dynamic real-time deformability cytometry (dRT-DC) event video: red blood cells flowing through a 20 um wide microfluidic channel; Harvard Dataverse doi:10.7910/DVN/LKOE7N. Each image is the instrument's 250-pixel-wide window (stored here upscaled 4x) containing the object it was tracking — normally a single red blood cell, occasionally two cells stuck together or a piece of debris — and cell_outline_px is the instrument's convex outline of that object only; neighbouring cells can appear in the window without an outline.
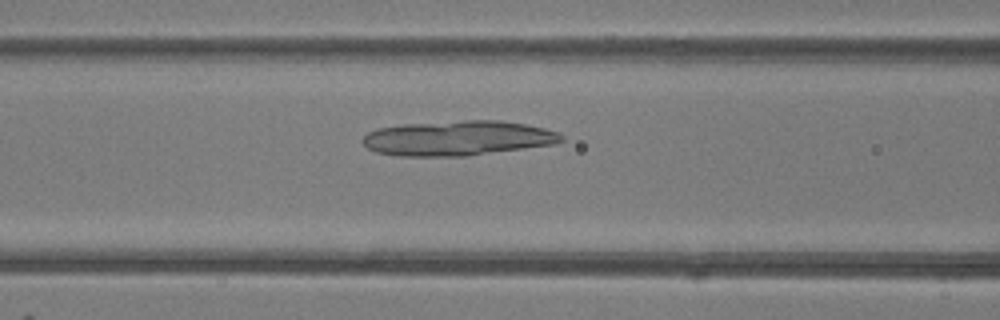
{"species": "common noctule bat (a hibernating species)", "species_latin": "Nyctalus noctula", "temperature_condition": "room temperature", "stored_images_in_passage": 37, "camera_frame_rate_fps": 3000, "um_per_image_px": 0.085, "animal": {"sex": "female"}, "frame": {"image": 1, "passage_image": 8, "time_ms": 2.333, "image_size_px": [1000, 320], "cell_outline_px": [[564, 140], [556, 144], [464, 156], [400, 156], [376, 152], [368, 148], [364, 144], [364, 136], [368, 132], [376, 128], [404, 124], [464, 120], [500, 120], [524, 124], [544, 128], [560, 132], [564, 136]], "centroid_in_image_um": [38.94, 11.74], "position_along_channel_um": 127.7, "area_um2": 40.4}}
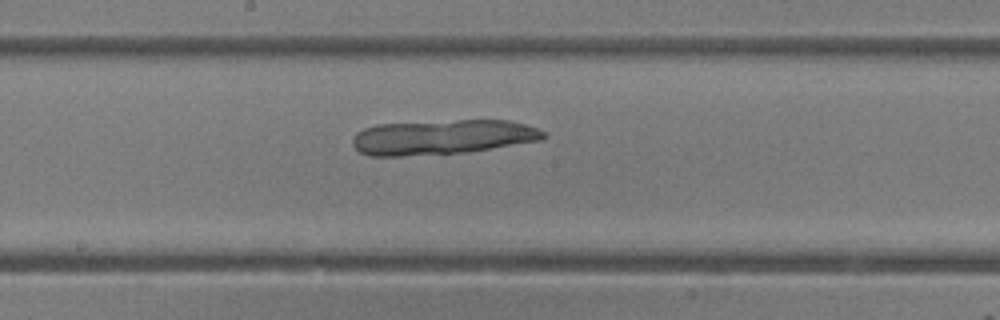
{"frame": {"image": 2, "passage_image": 14, "time_ms": 4.333, "image_size_px": [1000, 320], "cell_outline_px": [[548, 136], [544, 140], [468, 152], [400, 156], [368, 156], [360, 152], [352, 144], [352, 136], [356, 132], [364, 128], [376, 124], [456, 120], [508, 120], [524, 124], [536, 128], [544, 132]], "centroid_in_image_um": [37.59, 11.65], "position_along_channel_um": 210.6, "area_um2": 39.02}}
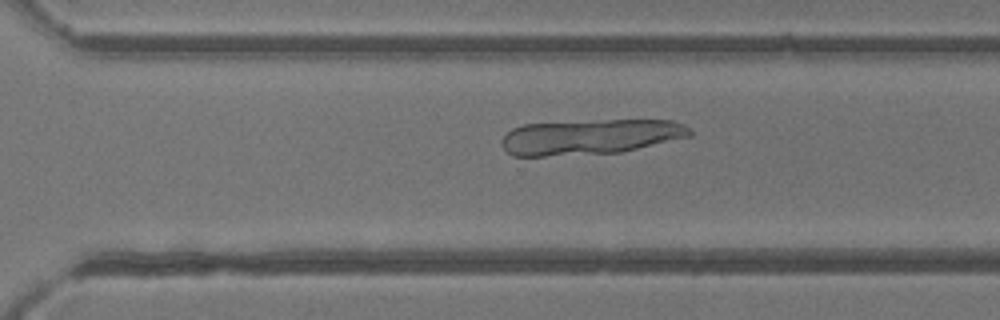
{"frame": {"image": 3, "passage_image": 22, "time_ms": 7.0, "image_size_px": [1000, 320], "cell_outline_px": [[692, 136], [620, 152], [544, 156], [512, 156], [504, 148], [504, 136], [512, 128], [524, 124], [608, 120], [672, 120], [684, 124], [692, 132]], "centroid_in_image_um": [50.2, 11.63], "position_along_channel_um": 320.4, "area_um2": 38.26}}